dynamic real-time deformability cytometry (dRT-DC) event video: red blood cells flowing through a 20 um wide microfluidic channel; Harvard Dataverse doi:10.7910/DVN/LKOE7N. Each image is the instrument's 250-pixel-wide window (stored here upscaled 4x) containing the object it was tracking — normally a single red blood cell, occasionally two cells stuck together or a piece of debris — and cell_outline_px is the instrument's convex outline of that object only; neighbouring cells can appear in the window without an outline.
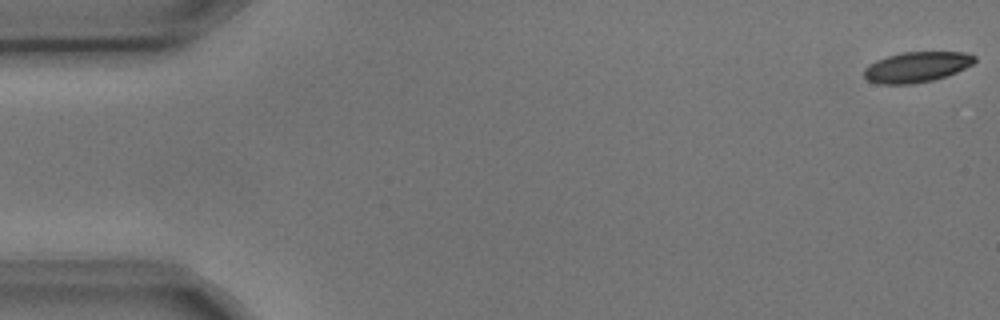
{"species": "common noctule bat (a hibernating species)", "species_latin": "Nyctalus noctula", "temperature_condition": "cold", "stored_images_in_passage": 5, "camera_frame_rate_fps": 3000, "um_per_image_px": 0.085, "animal": {"sex": "male", "body_mass_g": 17.9, "forearm_length_mm": 54.2}, "frame": {"image": 1, "passage_image": 1, "time_ms": 0.0, "image_size_px": [1000, 320], "cell_outline_px": [[976, 60], [972, 64], [956, 72], [932, 80], [912, 84], [880, 84], [868, 80], [864, 76], [864, 68], [868, 64], [876, 60], [900, 52], [964, 52], [976, 56]], "centroid_in_image_um": [77.89, 5.69], "position_along_channel_um": 7.1, "area_um2": 19.54}}
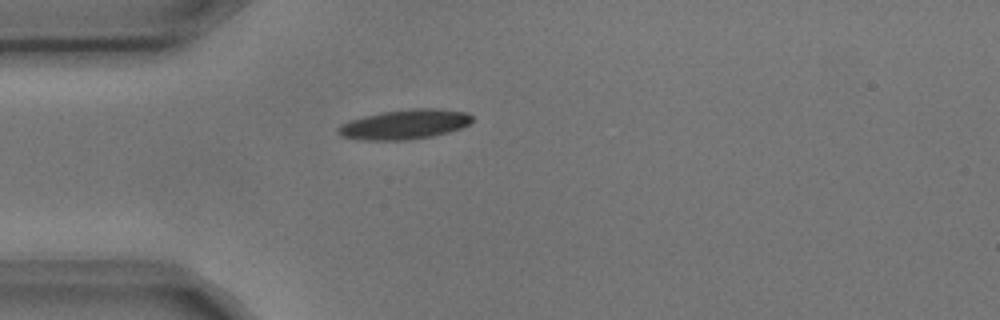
{"frame": {"image": 2, "passage_image": 5, "time_ms": 1.333, "image_size_px": [1000, 320], "cell_outline_px": [[472, 120], [468, 124], [460, 128], [448, 132], [432, 136], [408, 140], [364, 140], [340, 136], [336, 128], [340, 124], [364, 116], [384, 112], [412, 108], [440, 108], [468, 112], [472, 116]], "centroid_in_image_um": [34.41, 10.57], "position_along_channel_um": 50.6, "area_um2": 23.18}}